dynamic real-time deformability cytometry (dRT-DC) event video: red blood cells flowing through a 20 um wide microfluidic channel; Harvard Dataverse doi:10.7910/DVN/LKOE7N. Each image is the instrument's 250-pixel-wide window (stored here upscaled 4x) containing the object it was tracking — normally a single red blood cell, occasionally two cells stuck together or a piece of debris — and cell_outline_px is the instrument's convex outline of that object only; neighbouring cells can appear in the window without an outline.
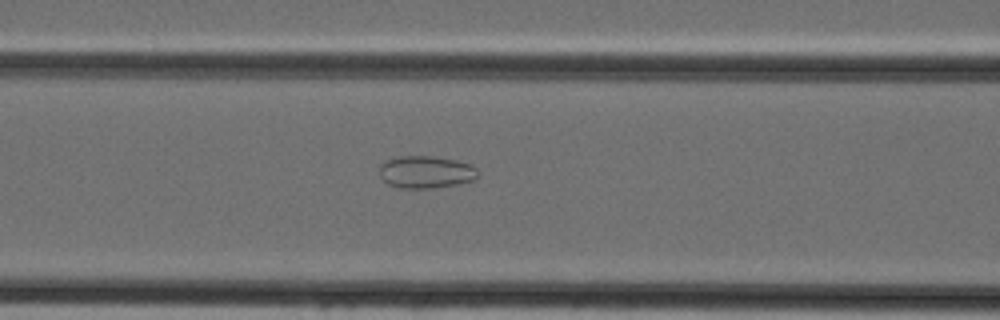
{"species": "Egyptian fruit bat (a non-hibernating species)", "species_latin": "Rousettus aegyptiacus", "temperature_condition": "cold", "stored_images_in_passage": 46, "camera_frame_rate_fps": 3000, "um_per_image_px": 0.085, "animal": {"sex": "female"}, "frame": {"image": 1, "passage_image": 19, "time_ms": 6.0, "image_size_px": [1000, 320], "cell_outline_px": [[476, 176], [472, 180], [456, 184], [432, 188], [400, 188], [388, 184], [380, 176], [380, 164], [388, 160], [400, 156], [432, 156], [456, 160], [472, 164], [476, 168]], "centroid_in_image_um": [36.18, 14.62], "position_along_channel_um": 130.4, "area_um2": 18.38}}
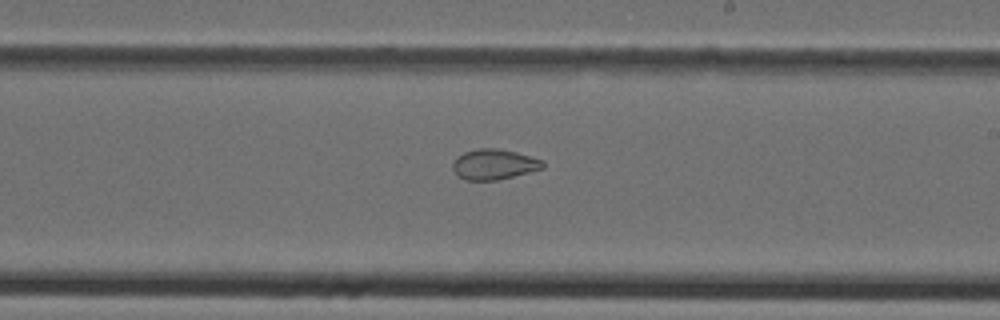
{"frame": {"image": 2, "passage_image": 27, "time_ms": 8.667, "image_size_px": [1000, 320], "cell_outline_px": [[544, 168], [496, 180], [464, 180], [452, 168], [452, 164], [456, 156], [464, 152], [480, 148], [496, 148], [516, 152], [544, 160]], "centroid_in_image_um": [41.99, 13.96], "position_along_channel_um": 247.0, "area_um2": 15.84}}
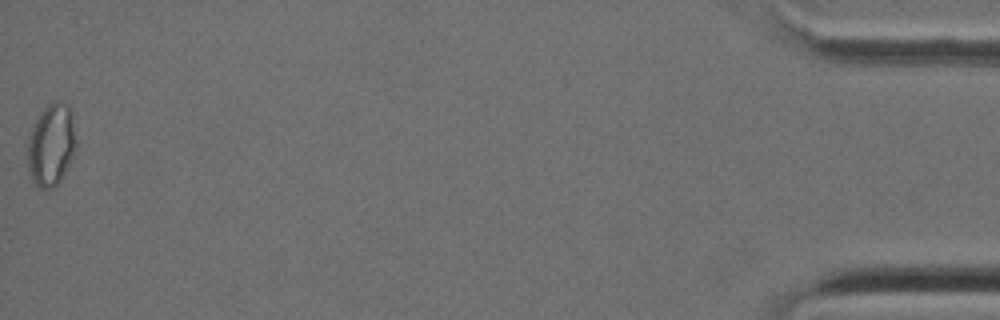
{"frame": {"image": 3, "passage_image": 46, "time_ms": 15.0, "image_size_px": [1000, 320], "cell_outline_px": [[76, 148], [60, 180], [52, 188], [40, 188], [32, 180], [28, 168], [28, 144], [32, 128], [40, 112], [52, 100], [60, 100], [68, 104], [72, 112], [76, 140]], "centroid_in_image_um": [4.37, 12.26], "position_along_channel_um": 430.8, "area_um2": 23.06}}